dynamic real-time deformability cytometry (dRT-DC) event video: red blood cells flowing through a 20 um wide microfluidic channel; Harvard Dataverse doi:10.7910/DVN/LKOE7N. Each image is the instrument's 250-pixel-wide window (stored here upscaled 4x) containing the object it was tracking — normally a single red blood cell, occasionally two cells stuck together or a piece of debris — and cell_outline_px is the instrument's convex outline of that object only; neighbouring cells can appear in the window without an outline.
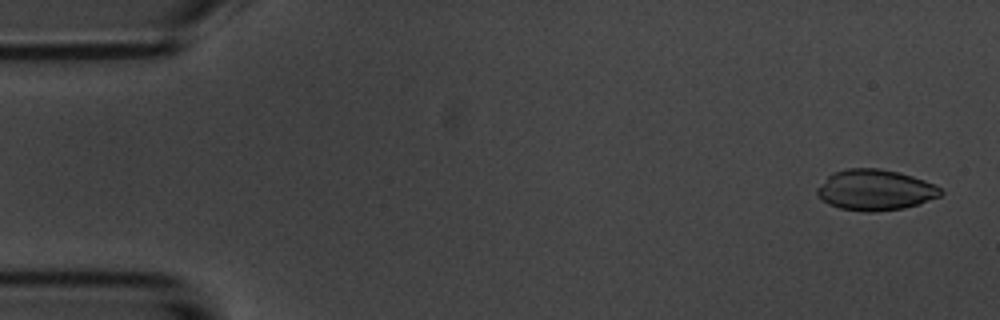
{"species": "common noctule bat (a hibernating species)", "species_latin": "Nyctalus noctula", "temperature_condition": "room temperature", "stored_images_in_passage": 4, "camera_frame_rate_fps": 3000, "um_per_image_px": 0.085, "animal": {"sex": "male", "body_mass_g": 20.1, "forearm_length_mm": 53.5}, "frame": {"image": 1, "passage_image": 1, "time_ms": 0.0, "image_size_px": [1000, 320], "cell_outline_px": [[944, 192], [940, 196], [920, 204], [904, 208], [872, 212], [868, 212], [840, 208], [828, 204], [816, 196], [816, 188], [832, 172], [844, 168], [880, 168], [900, 172], [924, 180], [940, 188]], "centroid_in_image_um": [74.36, 16.14], "position_along_channel_um": 10.6, "area_um2": 29.59}}